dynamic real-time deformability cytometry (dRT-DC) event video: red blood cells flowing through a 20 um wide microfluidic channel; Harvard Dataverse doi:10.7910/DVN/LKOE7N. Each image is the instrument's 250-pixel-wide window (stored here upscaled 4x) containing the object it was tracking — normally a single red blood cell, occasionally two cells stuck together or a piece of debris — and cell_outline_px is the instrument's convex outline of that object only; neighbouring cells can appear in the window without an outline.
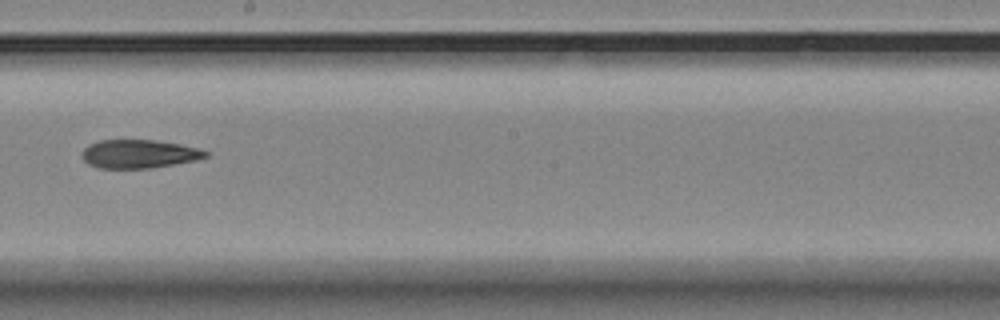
{"species": "Egyptian fruit bat (a non-hibernating species)", "species_latin": "Rousettus aegyptiacus", "temperature_condition": "room temperature", "stored_images_in_passage": 12, "camera_frame_rate_fps": 3000, "um_per_image_px": 0.085, "animal": {"sex": "female"}, "frame": {"image": 1, "passage_image": 6, "time_ms": 6.0, "image_size_px": [1000, 320], "cell_outline_px": [[208, 156], [196, 160], [148, 168], [100, 168], [88, 164], [84, 160], [84, 148], [88, 144], [100, 140], [156, 140], [180, 144], [200, 148], [208, 152]], "centroid_in_image_um": [11.83, 13.07], "position_along_channel_um": 236.4, "area_um2": 20.35}}
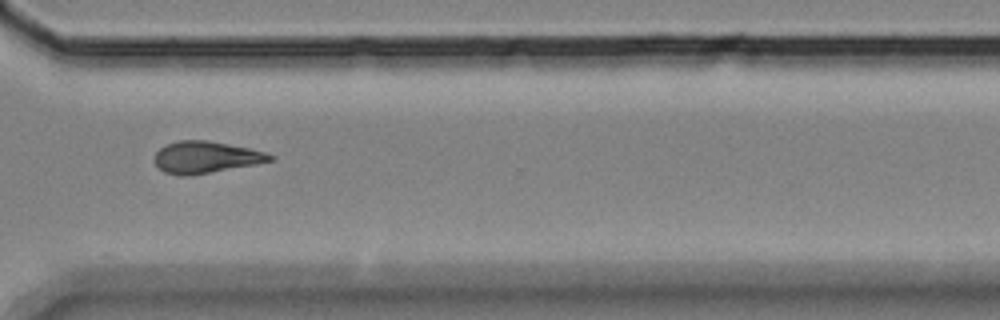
{"frame": {"image": 2, "passage_image": 9, "time_ms": 9.333, "image_size_px": [1000, 320], "cell_outline_px": [[276, 156], [272, 160], [256, 164], [188, 176], [180, 176], [164, 172], [156, 164], [156, 152], [160, 148], [168, 144], [180, 140], [208, 140], [248, 148], [264, 152]], "centroid_in_image_um": [17.5, 13.37], "position_along_channel_um": 353.1, "area_um2": 21.1}}
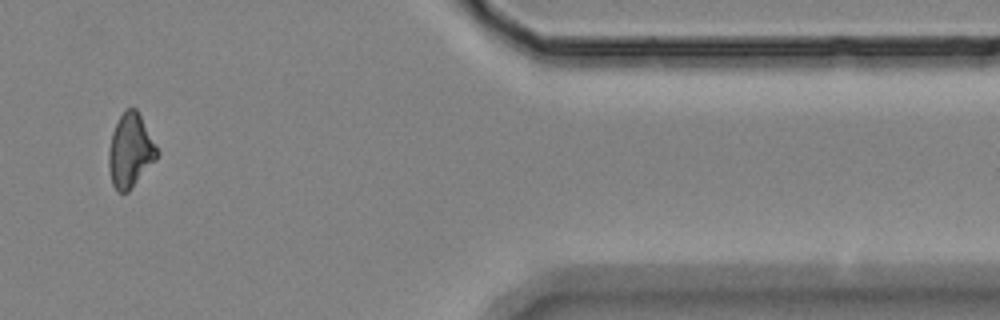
{"frame": {"image": 3, "passage_image": 10, "time_ms": 11.667, "image_size_px": [1000, 320], "cell_outline_px": [[160, 152], [156, 160], [132, 188], [128, 192], [120, 192], [112, 184], [108, 164], [108, 152], [112, 132], [124, 108], [136, 108]], "centroid_in_image_um": [11.08, 12.8], "position_along_channel_um": 400.3, "area_um2": 20.75}}